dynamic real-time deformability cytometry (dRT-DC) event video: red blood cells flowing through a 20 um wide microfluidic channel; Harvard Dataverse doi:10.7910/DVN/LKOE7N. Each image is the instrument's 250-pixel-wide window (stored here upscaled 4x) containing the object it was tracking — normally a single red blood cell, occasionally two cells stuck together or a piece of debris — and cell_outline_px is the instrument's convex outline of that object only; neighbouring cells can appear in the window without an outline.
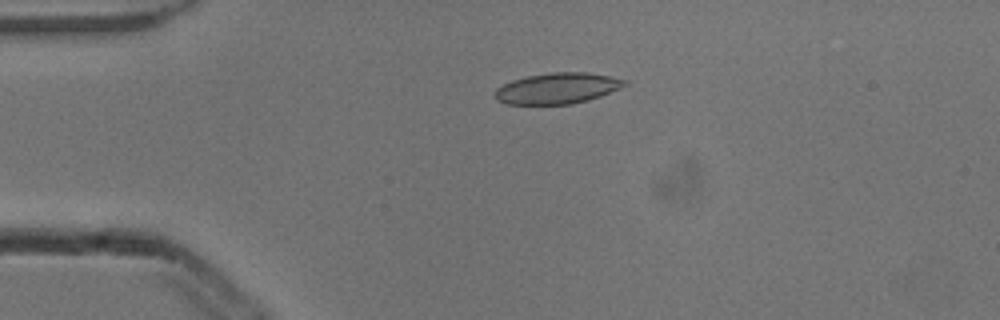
{"species": "common noctule bat (a hibernating species)", "species_latin": "Nyctalus noctula", "temperature_condition": "cold", "stored_images_in_passage": 5, "camera_frame_rate_fps": 3000, "um_per_image_px": 0.085, "animal": {"sex": "male", "body_mass_g": 13.3}, "frame": {"image": 1, "passage_image": 4, "time_ms": 1.0, "image_size_px": [1000, 320], "cell_outline_px": [[628, 84], [620, 88], [600, 96], [588, 100], [572, 104], [508, 104], [496, 100], [496, 88], [512, 80], [528, 76], [552, 72], [588, 72], [612, 76], [628, 80]], "centroid_in_image_um": [47.42, 7.5], "position_along_channel_um": 37.6, "area_um2": 23.35}}